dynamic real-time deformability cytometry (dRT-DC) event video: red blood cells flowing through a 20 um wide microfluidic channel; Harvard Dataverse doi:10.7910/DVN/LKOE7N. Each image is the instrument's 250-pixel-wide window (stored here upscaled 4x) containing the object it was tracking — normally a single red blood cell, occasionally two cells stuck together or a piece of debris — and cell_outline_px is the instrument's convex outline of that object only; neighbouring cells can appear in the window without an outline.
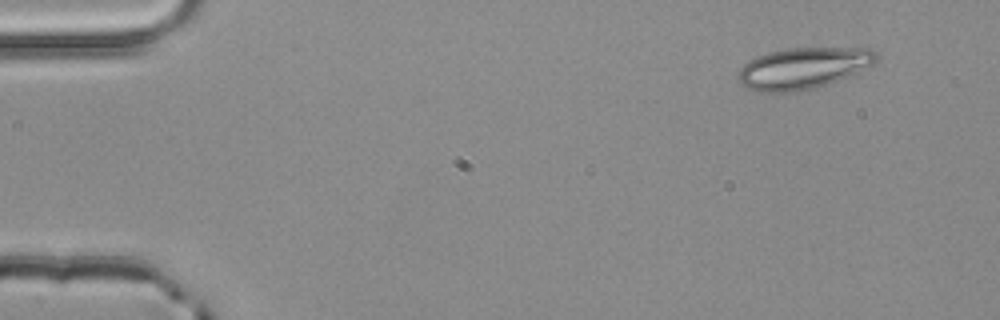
{"species": "common noctule bat (a hibernating species)", "species_latin": "Nyctalus noctula", "temperature_condition": "room temperature", "stored_images_in_passage": 2, "camera_frame_rate_fps": 3000, "um_per_image_px": 0.085, "animal": {"sex": "male", "body_mass_g": 20.4}, "frame": {"image": 1, "passage_image": 1, "time_ms": 0.0, "image_size_px": [1000, 320], "cell_outline_px": [[880, 56], [872, 64], [836, 80], [812, 88], [792, 92], [760, 92], [744, 88], [736, 80], [736, 72], [744, 64], [768, 52], [788, 48], [868, 48], [876, 52]], "centroid_in_image_um": [68.18, 5.79], "position_along_channel_um": 16.8, "area_um2": 32.89}}